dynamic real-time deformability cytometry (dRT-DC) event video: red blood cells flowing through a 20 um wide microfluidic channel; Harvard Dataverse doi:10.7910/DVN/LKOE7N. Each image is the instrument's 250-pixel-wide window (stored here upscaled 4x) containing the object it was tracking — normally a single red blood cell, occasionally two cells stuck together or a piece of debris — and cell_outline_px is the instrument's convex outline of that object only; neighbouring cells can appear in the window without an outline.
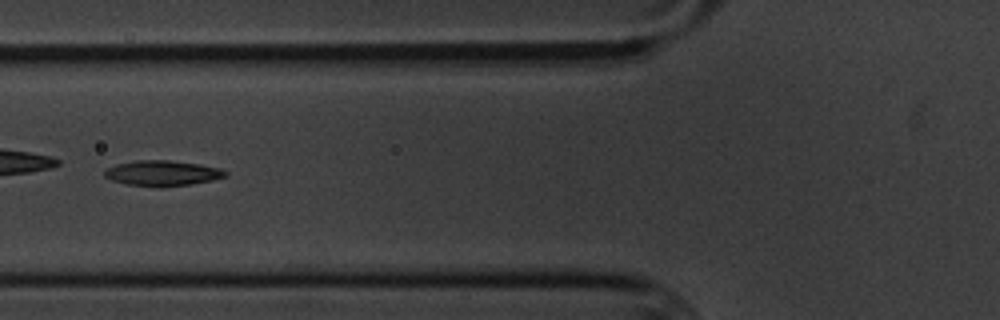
{"species": "common noctule bat (a hibernating species)", "species_latin": "Nyctalus noctula", "temperature_condition": "cold", "stored_images_in_passage": 8, "camera_frame_rate_fps": 3000, "um_per_image_px": 0.085, "animal": {"sex": "male", "body_mass_g": 20.1, "forearm_length_mm": 53.5}, "frame": {"image": 1, "passage_image": 5, "time_ms": 5.0, "image_size_px": [1000, 320], "cell_outline_px": [[228, 176], [212, 180], [192, 184], [160, 188], [128, 184], [112, 180], [104, 176], [104, 172], [108, 168], [116, 164], [136, 160], [168, 160], [200, 164], [220, 168], [228, 172]], "centroid_in_image_um": [13.84, 14.73], "position_along_channel_um": 112.0, "area_um2": 18.03}}
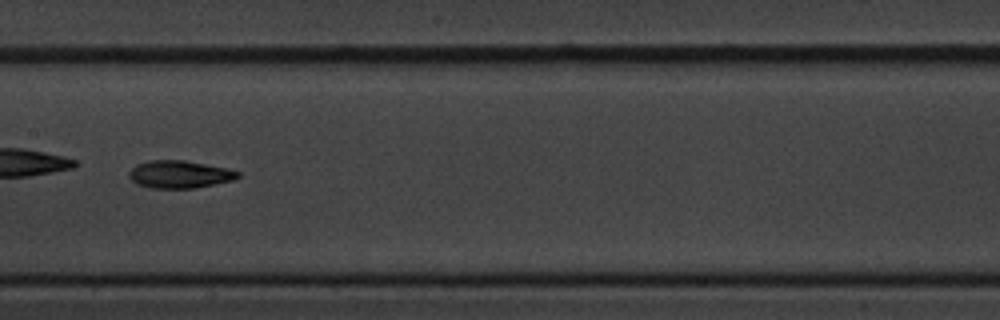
{"frame": {"image": 2, "passage_image": 7, "time_ms": 7.333, "image_size_px": [1000, 320], "cell_outline_px": [[240, 176], [236, 180], [196, 188], [152, 188], [136, 184], [128, 176], [128, 172], [136, 164], [148, 160], [184, 160], [228, 168], [240, 172]], "centroid_in_image_um": [15.28, 14.82], "position_along_channel_um": 192.1, "area_um2": 17.74}}